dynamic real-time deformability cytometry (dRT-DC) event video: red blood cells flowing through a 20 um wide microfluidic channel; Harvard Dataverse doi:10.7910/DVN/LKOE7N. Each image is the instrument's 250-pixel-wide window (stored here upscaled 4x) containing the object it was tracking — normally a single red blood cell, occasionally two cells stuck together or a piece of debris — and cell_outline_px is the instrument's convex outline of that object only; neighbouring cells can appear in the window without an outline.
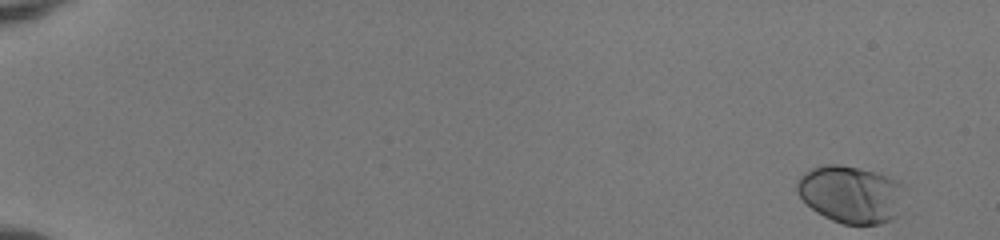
{"species": "human", "species_latin": "Homo sapiens", "temperature_condition": "room temperature", "stored_images_in_passage": 52, "camera_frame_rate_fps": 3000, "um_per_image_px": 0.085, "donor": {"sex": "female"}, "frame": {"image": 1, "passage_image": 1, "time_ms": 0.0, "image_size_px": [1000, 240], "cell_outline_px": [[908, 188], [896, 216], [892, 220], [880, 224], [844, 224], [832, 220], [816, 212], [796, 192], [796, 184], [800, 176], [804, 172], [820, 164], [840, 164], [860, 168], [888, 176], [900, 180], [908, 184]], "centroid_in_image_um": [72.38, 16.49], "position_along_channel_um": 12.6, "area_um2": 36.65}}
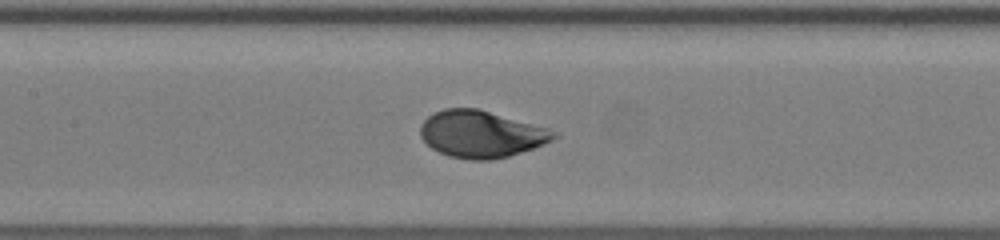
{"frame": {"image": 2, "passage_image": 27, "time_ms": 8.667, "image_size_px": [1000, 240], "cell_outline_px": [[556, 136], [552, 140], [544, 144], [508, 156], [492, 160], [468, 160], [448, 156], [432, 148], [420, 136], [420, 124], [432, 112], [444, 108], [476, 108], [548, 128], [556, 132]], "centroid_in_image_um": [40.85, 11.4], "position_along_channel_um": 166.5, "area_um2": 36.3}}
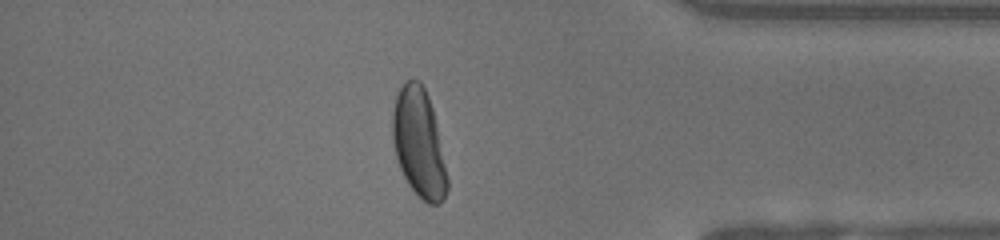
{"frame": {"image": 3, "passage_image": 46, "time_ms": 15.0, "image_size_px": [1000, 240], "cell_outline_px": [[448, 188], [444, 200], [440, 204], [428, 204], [420, 200], [408, 184], [400, 168], [396, 156], [392, 140], [392, 112], [396, 96], [400, 88], [408, 80], [420, 80], [428, 96], [432, 108], [448, 176]], "centroid_in_image_um": [35.6, 12.22], "position_along_channel_um": 399.6, "area_um2": 34.68}, "authors_computed_cell_mechanics": {"area_um2": 35.9805, "velocity_mm_per_s": 3.9537, "shape_relaxation_time_tau1_ms": 2.231, "shape_relaxation_time_tau2_ms": null, "deformation_change_tau1": 0.1564, "deformation_change_tau2": null}}